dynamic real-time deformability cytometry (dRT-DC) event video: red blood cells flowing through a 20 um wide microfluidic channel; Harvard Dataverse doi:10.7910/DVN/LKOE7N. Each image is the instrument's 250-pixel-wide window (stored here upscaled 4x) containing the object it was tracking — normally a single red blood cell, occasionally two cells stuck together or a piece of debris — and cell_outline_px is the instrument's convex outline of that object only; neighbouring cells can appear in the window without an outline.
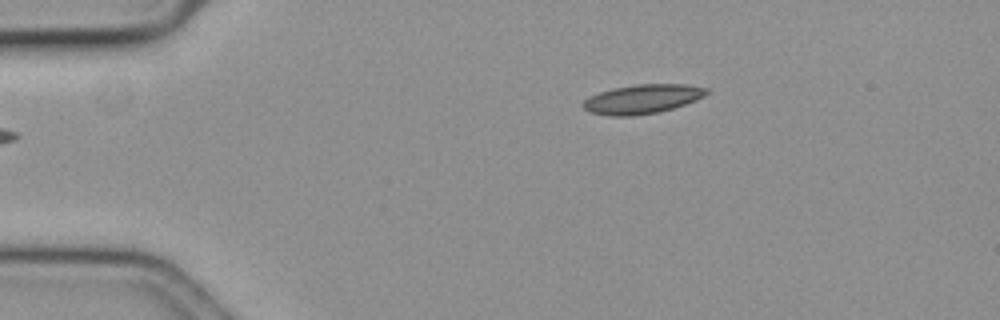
{"species": "common noctule bat (a hibernating species)", "species_latin": "Nyctalus noctula", "temperature_condition": "cold", "stored_images_in_passage": 46, "camera_frame_rate_fps": 3000, "um_per_image_px": 0.085, "animal": {"sex": "female", "body_mass_g": 19.3, "forearm_length_mm": 54.1}, "frame": {"image": 1, "passage_image": 1, "time_ms": 0.0, "image_size_px": [1000, 320], "cell_outline_px": [[708, 92], [704, 96], [696, 100], [672, 108], [656, 112], [632, 116], [612, 116], [592, 112], [584, 108], [580, 104], [584, 100], [600, 92], [612, 88], [636, 84], [688, 84], [708, 88]], "centroid_in_image_um": [54.61, 8.4], "position_along_channel_um": 30.4, "area_um2": 20.81}}
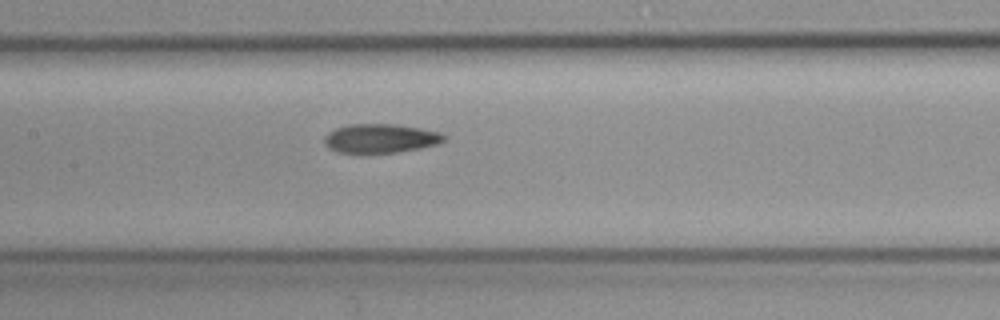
{"frame": {"image": 2, "passage_image": 18, "time_ms": 5.667, "image_size_px": [1000, 320], "cell_outline_px": [[444, 140], [436, 144], [420, 148], [396, 152], [336, 152], [328, 148], [324, 144], [324, 136], [328, 132], [336, 128], [348, 124], [396, 124], [420, 128], [440, 132], [444, 136]], "centroid_in_image_um": [32.29, 11.75], "position_along_channel_um": 175.1, "area_um2": 20.06}}
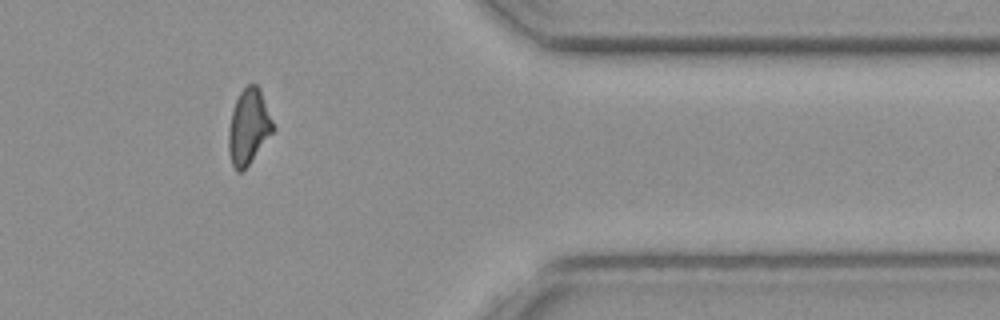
{"frame": {"image": 3, "passage_image": 38, "time_ms": 12.333, "image_size_px": [1000, 320], "cell_outline_px": [[276, 128], [248, 164], [240, 172], [236, 172], [232, 164], [228, 152], [228, 128], [232, 112], [236, 100], [240, 92], [248, 84], [256, 84], [260, 88]], "centroid_in_image_um": [21.13, 10.76], "position_along_channel_um": 390.3, "area_um2": 19.42}, "authors_computed_cell_mechanics": {"area_um2": 19.9988, "velocity_mm_per_s": 3.5589, "shape_relaxation_time_tau1_ms": 6.9457, "shape_relaxation_time_tau2_ms": 8.8237, "deformation_change_tau1": 0.1733, "deformation_change_tau2": 0.161}}